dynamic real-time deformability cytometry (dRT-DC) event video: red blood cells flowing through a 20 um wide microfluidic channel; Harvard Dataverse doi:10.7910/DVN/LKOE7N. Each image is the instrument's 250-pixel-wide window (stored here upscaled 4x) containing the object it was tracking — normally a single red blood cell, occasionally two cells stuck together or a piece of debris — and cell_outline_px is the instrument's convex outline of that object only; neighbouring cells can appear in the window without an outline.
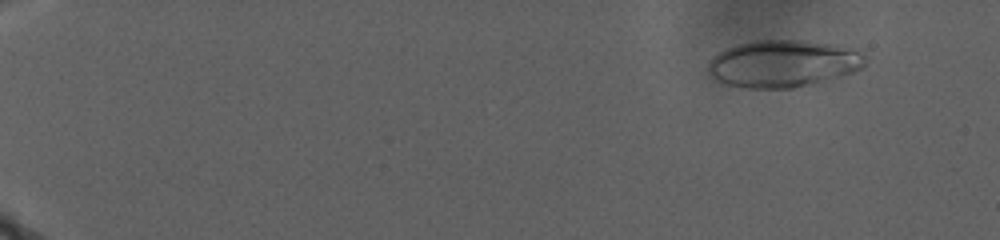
{"species": "human", "species_latin": "Homo sapiens", "temperature_condition": "warm", "stored_images_in_passage": 9, "camera_frame_rate_fps": 3000, "um_per_image_px": 0.085, "donor": {"sex": "male"}, "frame": {"image": 1, "passage_image": 3, "time_ms": 1.0, "image_size_px": [1000, 240], "cell_outline_px": [[868, 60], [860, 68], [852, 72], [840, 76], [812, 84], [792, 88], [748, 88], [724, 84], [716, 80], [708, 72], [708, 64], [712, 56], [728, 48], [740, 44], [756, 40], [800, 40], [820, 44], [856, 52], [864, 56]], "centroid_in_image_um": [66.46, 5.44], "position_along_channel_um": 18.5, "area_um2": 42.14}}